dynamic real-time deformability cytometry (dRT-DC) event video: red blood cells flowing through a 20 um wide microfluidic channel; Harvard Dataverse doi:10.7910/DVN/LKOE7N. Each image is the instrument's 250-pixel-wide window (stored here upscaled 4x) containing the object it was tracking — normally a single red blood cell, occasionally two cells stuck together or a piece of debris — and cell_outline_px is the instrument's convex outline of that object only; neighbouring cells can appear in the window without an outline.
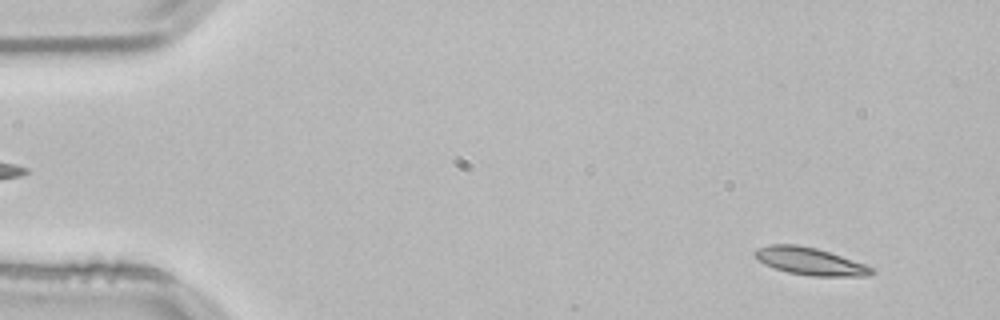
{"species": "common noctule bat (a hibernating species)", "species_latin": "Nyctalus noctula", "temperature_condition": "room temperature", "stored_images_in_passage": 53, "camera_frame_rate_fps": 3000, "um_per_image_px": 0.085, "animal": {"sex": "male", "body_mass_g": 21.5, "forearm_length_mm": 52.0}, "frame": {"image": 1, "passage_image": 4, "time_ms": 1.0, "image_size_px": [1000, 320], "cell_outline_px": [[876, 272], [872, 276], [812, 276], [788, 272], [764, 264], [752, 252], [756, 248], [768, 244], [796, 244], [816, 248], [864, 264], [872, 268]], "centroid_in_image_um": [68.84, 22.21], "position_along_channel_um": 16.2, "area_um2": 18.5}}
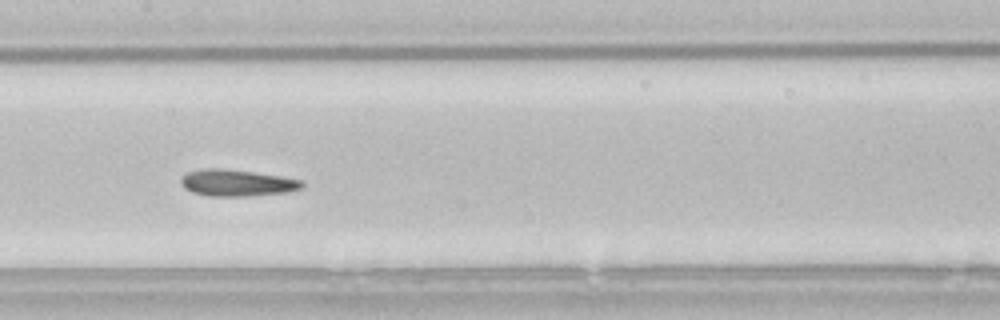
{"frame": {"image": 2, "passage_image": 26, "time_ms": 8.333, "image_size_px": [1000, 320], "cell_outline_px": [[304, 188], [284, 192], [248, 196], [208, 196], [192, 192], [184, 188], [180, 184], [180, 180], [188, 172], [204, 168], [220, 168], [252, 172], [280, 176], [300, 180], [304, 184]], "centroid_in_image_um": [20.1, 15.55], "position_along_channel_um": 187.3, "area_um2": 18.61}}
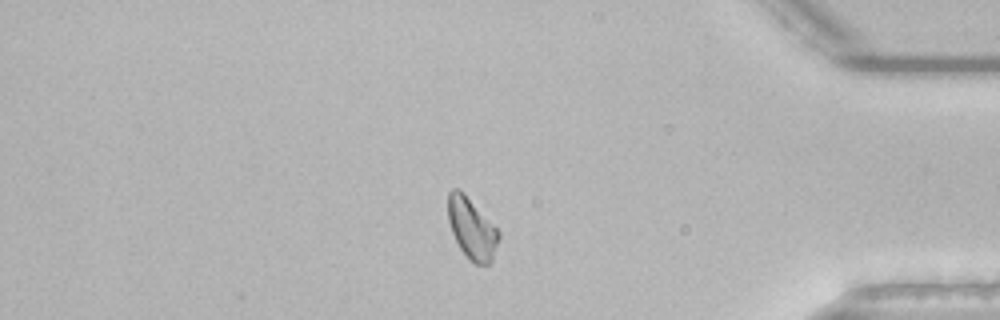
{"frame": {"image": 3, "passage_image": 45, "time_ms": 14.667, "image_size_px": [1000, 320], "cell_outline_px": [[500, 236], [492, 260], [488, 264], [472, 264], [468, 260], [460, 248], [452, 232], [448, 220], [448, 192], [452, 188], [460, 188], [464, 192], [500, 232]], "centroid_in_image_um": [40.09, 19.42], "position_along_channel_um": 395.1, "area_um2": 18.09}, "authors_computed_cell_mechanics": {"area_um2": 18.2648, "velocity_mm_per_s": 3.7832, "shape_relaxation_time_tau1_ms": 5.7596, "shape_relaxation_time_tau2_ms": 3.0493, "deformation_change_tau1": 0.1766, "deformation_change_tau2": 0.1037}}